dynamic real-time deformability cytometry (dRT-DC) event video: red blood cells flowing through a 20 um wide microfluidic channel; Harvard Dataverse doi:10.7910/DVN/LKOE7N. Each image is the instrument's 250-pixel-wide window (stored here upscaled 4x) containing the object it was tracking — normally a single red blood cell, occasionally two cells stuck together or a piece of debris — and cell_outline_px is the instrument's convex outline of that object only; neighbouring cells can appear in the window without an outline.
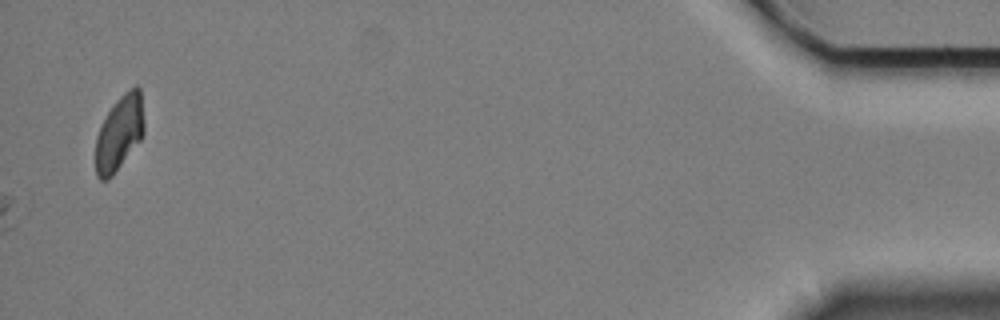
{"species": "Egyptian fruit bat (a non-hibernating species)", "species_latin": "Rousettus aegyptiacus", "temperature_condition": "cold", "stored_images_in_passage": 57, "camera_frame_rate_fps": 3000, "um_per_image_px": 0.085, "animal": {"sex": "female"}, "frame": {"image": 1, "passage_image": 57, "time_ms": 18.667, "image_size_px": [1000, 320], "cell_outline_px": [[144, 132], [140, 140], [112, 176], [108, 180], [100, 180], [96, 176], [96, 136], [100, 124], [116, 100], [128, 88], [136, 84], [140, 88], [144, 120]], "centroid_in_image_um": [10.14, 11.28], "position_along_channel_um": 425.1, "area_um2": 21.27}, "authors_computed_cell_mechanics": {"area_um2": 18.3804, "velocity_mm_per_s": 3.3733, "shape_relaxation_time_tau1_ms": 5.657, "shape_relaxation_time_tau2_ms": null, "deformation_change_tau1": 0.0986, "deformation_change_tau2": null}}